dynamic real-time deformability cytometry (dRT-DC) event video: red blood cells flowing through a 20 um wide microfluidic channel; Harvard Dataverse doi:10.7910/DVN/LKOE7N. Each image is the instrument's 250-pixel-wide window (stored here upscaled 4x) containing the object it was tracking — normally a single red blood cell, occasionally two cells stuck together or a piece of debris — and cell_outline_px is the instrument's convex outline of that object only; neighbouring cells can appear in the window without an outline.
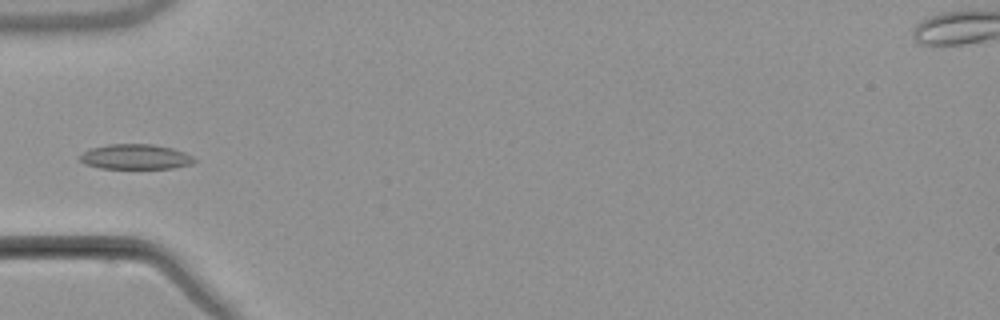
{"species": "common noctule bat (a hibernating species)", "species_latin": "Nyctalus noctula", "temperature_condition": "warm", "stored_images_in_passage": 6, "camera_frame_rate_fps": 3000, "um_per_image_px": 0.085, "animal": {"sex": "male", "body_mass_g": 21.5, "forearm_length_mm": 52.0}, "frame": {"image": 1, "passage_image": 5, "time_ms": 5.667, "image_size_px": [1000, 320], "cell_outline_px": [[196, 160], [192, 164], [172, 168], [100, 168], [84, 164], [80, 160], [80, 156], [84, 152], [92, 148], [108, 144], [152, 144], [172, 148], [184, 152], [192, 156]], "centroid_in_image_um": [11.52, 13.32], "position_along_channel_um": 73.5, "area_um2": 16.59}}
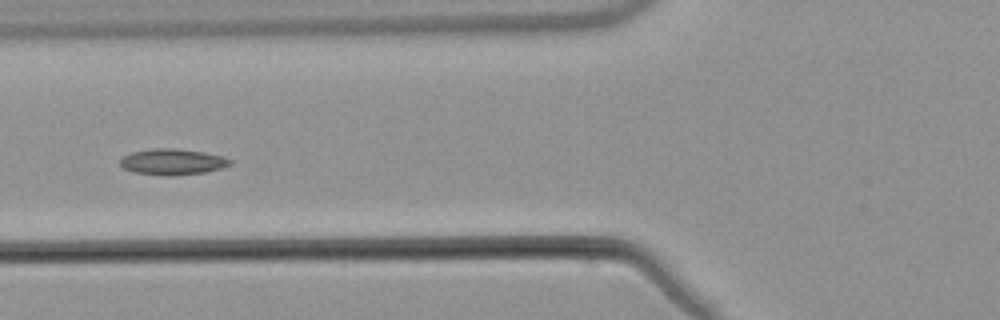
{"frame": {"image": 2, "passage_image": 6, "time_ms": 6.667, "image_size_px": [1000, 320], "cell_outline_px": [[232, 164], [220, 168], [204, 172], [168, 176], [160, 176], [136, 172], [124, 168], [120, 164], [120, 160], [124, 156], [132, 152], [152, 148], [176, 148], [204, 152], [224, 156], [232, 160]], "centroid_in_image_um": [14.68, 13.75], "position_along_channel_um": 111.1, "area_um2": 16.65}}